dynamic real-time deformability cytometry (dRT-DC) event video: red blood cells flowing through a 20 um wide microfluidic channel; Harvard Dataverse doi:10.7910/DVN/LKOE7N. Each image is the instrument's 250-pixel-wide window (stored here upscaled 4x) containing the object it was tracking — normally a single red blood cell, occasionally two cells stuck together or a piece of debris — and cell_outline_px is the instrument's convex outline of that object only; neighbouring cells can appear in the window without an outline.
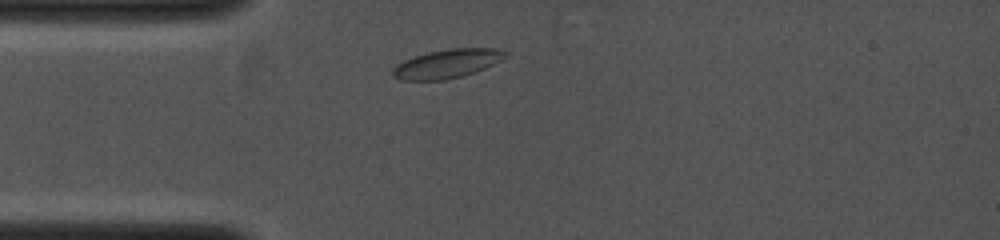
{"species": "common noctule bat (a hibernating species)", "species_latin": "Nyctalus noctula", "temperature_condition": "cold", "stored_images_in_passage": 1, "camera_frame_rate_fps": 4000, "um_per_image_px": 0.085, "animal": {"sex": "female", "body_mass_g": 19.0, "forearm_length_mm": 53.3}, "frame": {"image": 1, "passage_image": 1, "time_ms": 0.0, "image_size_px": [1000, 240], "cell_outline_px": [[508, 56], [476, 72], [444, 80], [400, 80], [392, 76], [392, 68], [396, 64], [404, 60], [428, 52], [448, 48], [496, 48], [508, 52]], "centroid_in_image_um": [37.99, 5.41], "position_along_channel_um": 47.0, "area_um2": 18.9}}